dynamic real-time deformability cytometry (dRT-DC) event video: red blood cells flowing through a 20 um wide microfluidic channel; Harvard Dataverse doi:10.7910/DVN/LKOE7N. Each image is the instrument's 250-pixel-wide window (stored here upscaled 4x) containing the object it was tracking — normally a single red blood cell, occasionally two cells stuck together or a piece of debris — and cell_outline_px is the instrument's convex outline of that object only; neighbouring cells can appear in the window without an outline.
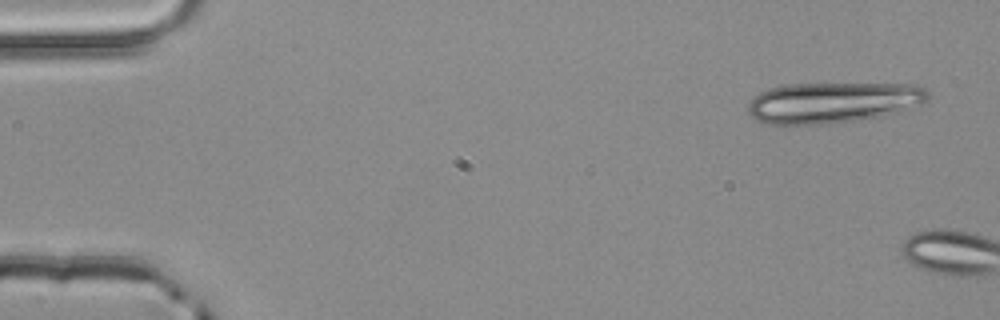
{"species": "common noctule bat (a hibernating species)", "species_latin": "Nyctalus noctula", "temperature_condition": "room temperature", "stored_images_in_passage": 2, "camera_frame_rate_fps": 3000, "um_per_image_px": 0.085, "animal": {"sex": "male", "body_mass_g": 20.4}, "frame": {"image": 1, "passage_image": 1, "time_ms": 0.0, "image_size_px": [1000, 320], "cell_outline_px": [[932, 96], [928, 100], [920, 104], [876, 116], [856, 120], [828, 124], [764, 124], [756, 120], [748, 112], [748, 104], [760, 92], [768, 88], [788, 84], [916, 84], [924, 88]], "centroid_in_image_um": [70.75, 8.7], "position_along_channel_um": 14.2, "area_um2": 42.43}}